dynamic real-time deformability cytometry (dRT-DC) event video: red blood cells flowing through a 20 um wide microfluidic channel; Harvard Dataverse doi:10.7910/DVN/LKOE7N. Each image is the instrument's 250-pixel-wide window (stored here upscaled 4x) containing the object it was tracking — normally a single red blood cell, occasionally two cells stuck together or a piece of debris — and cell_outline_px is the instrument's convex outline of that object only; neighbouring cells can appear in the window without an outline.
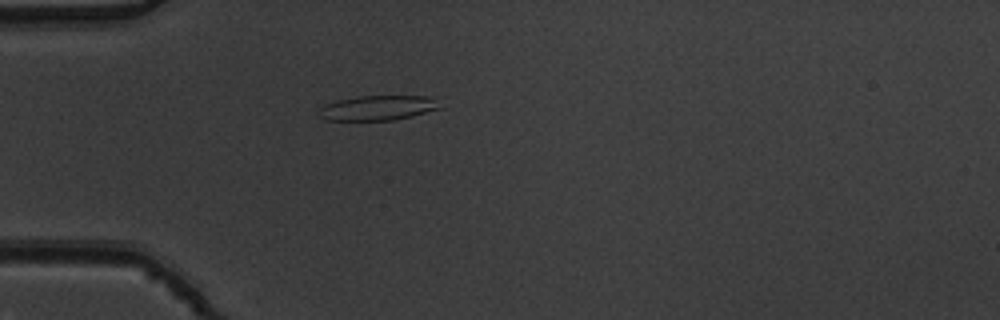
{"species": "common noctule bat (a hibernating species)", "species_latin": "Nyctalus noctula", "temperature_condition": "warm", "stored_images_in_passage": 41, "camera_frame_rate_fps": 3000, "um_per_image_px": 0.085, "animal": {"sex": "male", "body_mass_g": 19.5, "forearm_length_mm": 54.6}, "frame": {"image": 1, "passage_image": 4, "time_ms": 1.0, "image_size_px": [1000, 320], "cell_outline_px": [[444, 108], [412, 116], [392, 120], [324, 120], [316, 112], [324, 104], [356, 96], [428, 96]], "centroid_in_image_um": [32.09, 9.17], "position_along_channel_um": 52.9, "area_um2": 17.51}}
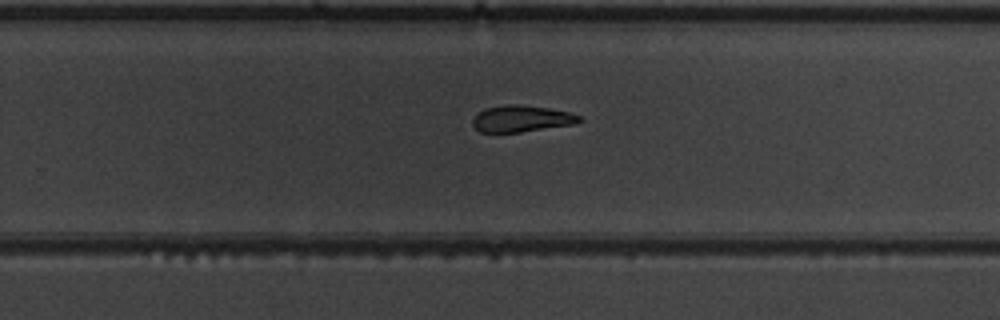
{"frame": {"image": 2, "passage_image": 23, "time_ms": 7.333, "image_size_px": [1000, 320], "cell_outline_px": [[584, 120], [576, 124], [520, 132], [480, 132], [472, 124], [472, 120], [484, 108], [508, 104], [516, 104], [548, 108], [568, 112], [580, 116]], "centroid_in_image_um": [44.35, 10.09], "position_along_channel_um": 285.4, "area_um2": 16.42}}
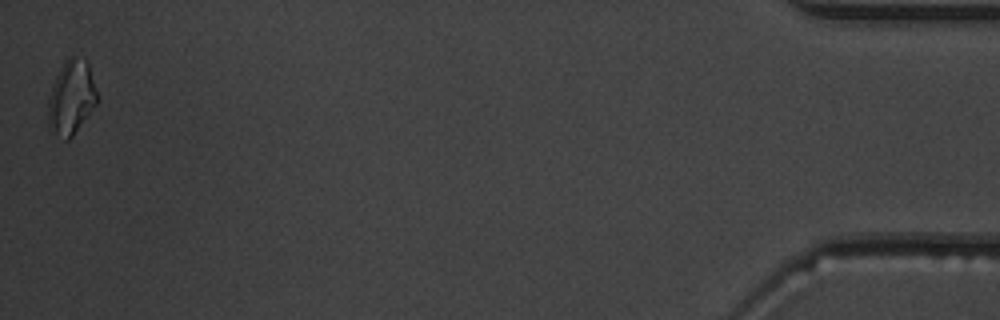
{"frame": {"image": 3, "passage_image": 41, "time_ms": 13.333, "image_size_px": [1000, 320], "cell_outline_px": [[96, 104], [72, 136], [68, 140], [64, 140], [48, 128], [48, 100], [56, 76], [60, 68], [68, 56], [76, 56], [88, 60], [96, 88]], "centroid_in_image_um": [6.06, 8.26], "position_along_channel_um": 429.1, "area_um2": 21.04}, "authors_computed_cell_mechanics": {"area_um2": 17.5712, "velocity_mm_per_s": 3.8564, "shape_relaxation_time_tau1_ms": 6.2237, "shape_relaxation_time_tau2_ms": 5.4574, "deformation_change_tau1": 0.2162, "deformation_change_tau2": 0.1524}}